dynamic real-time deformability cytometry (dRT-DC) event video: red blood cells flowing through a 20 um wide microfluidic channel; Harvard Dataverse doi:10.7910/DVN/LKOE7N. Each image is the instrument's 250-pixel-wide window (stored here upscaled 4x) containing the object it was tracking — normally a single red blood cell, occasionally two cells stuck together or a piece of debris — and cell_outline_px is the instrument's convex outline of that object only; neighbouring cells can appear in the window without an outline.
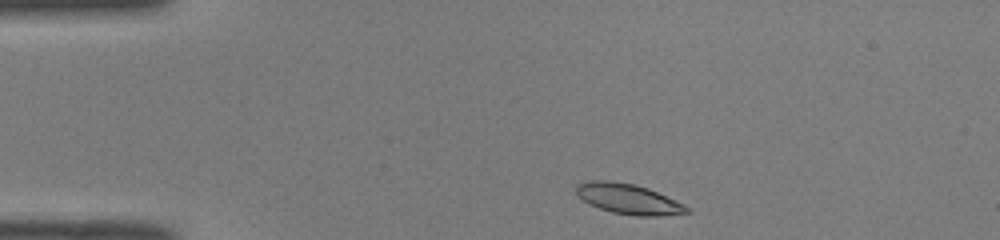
{"species": "common noctule bat (a hibernating species)", "species_latin": "Nyctalus noctula", "temperature_condition": "room temperature", "stored_images_in_passage": 41, "camera_frame_rate_fps": 3000, "um_per_image_px": 0.085, "animal": {"sex": "male", "body_mass_g": 19.0, "forearm_length_mm": 50.8}, "frame": {"image": 1, "passage_image": 1, "time_ms": 0.0, "image_size_px": [1000, 240], "cell_outline_px": [[692, 212], [656, 216], [636, 216], [612, 212], [600, 208], [576, 196], [576, 184], [592, 180], [608, 180], [632, 184], [648, 188], [676, 200], [684, 204]], "centroid_in_image_um": [53.41, 16.91], "position_along_channel_um": 31.6, "area_um2": 19.36}}
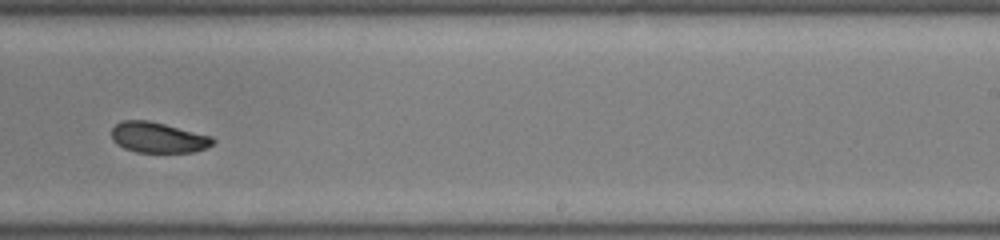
{"frame": {"image": 2, "passage_image": 23, "time_ms": 7.333, "image_size_px": [1000, 240], "cell_outline_px": [[216, 140], [212, 144], [204, 148], [192, 152], [136, 152], [124, 148], [116, 144], [112, 140], [112, 128], [116, 124], [124, 120], [148, 120], [212, 136]], "centroid_in_image_um": [13.41, 11.69], "position_along_channel_um": 275.6, "area_um2": 17.92}}
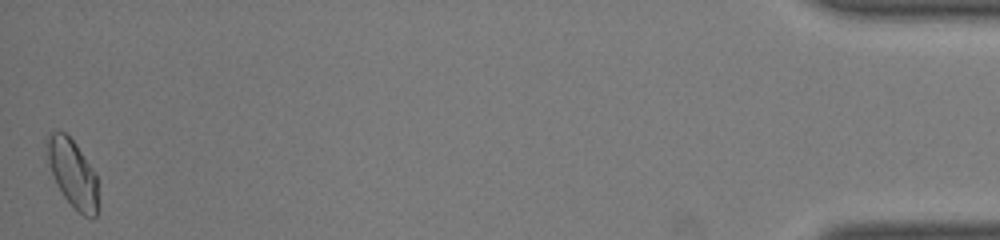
{"frame": {"image": 3, "passage_image": 41, "time_ms": 13.333, "image_size_px": [1000, 240], "cell_outline_px": [[96, 216], [92, 220], [84, 216], [64, 196], [56, 184], [48, 160], [44, 140], [52, 132], [64, 132], [76, 144], [96, 176]], "centroid_in_image_um": [6.14, 14.72], "position_along_channel_um": 429.1, "area_um2": 19.54}, "authors_computed_cell_mechanics": {"area_um2": 19.2474, "velocity_mm_per_s": 4.0541, "shape_relaxation_time_tau1_ms": 4.4655, "shape_relaxation_time_tau2_ms": 3.228, "deformation_change_tau1": 0.1235, "deformation_change_tau2": 0.0695}}